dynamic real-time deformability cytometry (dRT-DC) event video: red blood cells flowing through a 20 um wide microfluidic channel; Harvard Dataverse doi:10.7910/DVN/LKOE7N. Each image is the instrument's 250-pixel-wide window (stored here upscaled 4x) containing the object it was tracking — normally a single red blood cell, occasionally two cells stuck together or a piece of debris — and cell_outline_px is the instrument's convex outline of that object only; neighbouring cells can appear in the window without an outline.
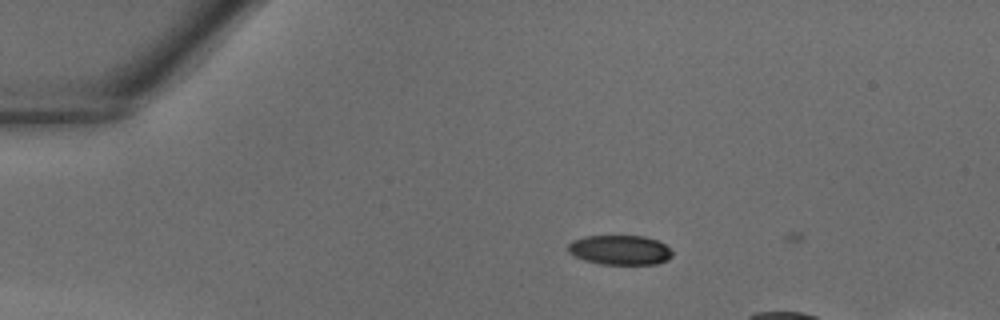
{"species": "common noctule bat (a hibernating species)", "species_latin": "Nyctalus noctula", "temperature_condition": "warm", "stored_images_in_passage": 2, "camera_frame_rate_fps": 3000, "um_per_image_px": 0.085, "animal": {"sex": "male", "body_mass_g": 18.8}, "frame": {"image": 1, "passage_image": 1, "time_ms": 0.0, "image_size_px": [1000, 320], "cell_outline_px": [[672, 256], [668, 260], [656, 264], [600, 264], [584, 260], [568, 252], [568, 244], [572, 240], [584, 236], [644, 236], [656, 240], [664, 244], [672, 252]], "centroid_in_image_um": [52.68, 21.25], "position_along_channel_um": 32.3, "area_um2": 17.98}}